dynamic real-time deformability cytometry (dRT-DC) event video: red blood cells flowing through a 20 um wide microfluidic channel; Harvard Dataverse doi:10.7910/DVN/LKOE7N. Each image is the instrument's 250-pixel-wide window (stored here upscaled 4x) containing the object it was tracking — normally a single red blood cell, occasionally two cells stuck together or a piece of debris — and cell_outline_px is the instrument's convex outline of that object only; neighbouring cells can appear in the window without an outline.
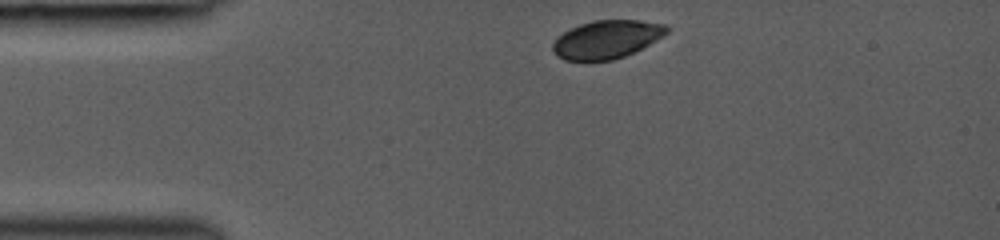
{"species": "common noctule bat (a hibernating species)", "species_latin": "Nyctalus noctula", "temperature_condition": "room temperature", "stored_images_in_passage": 34, "camera_frame_rate_fps": 3000, "um_per_image_px": 0.085, "animal": {"sex": "female", "body_mass_g": 19.0, "forearm_length_mm": 53.3}, "frame": {"image": 1, "passage_image": 1, "time_ms": 0.0, "image_size_px": [1000, 240], "cell_outline_px": [[672, 28], [664, 36], [624, 56], [612, 60], [564, 60], [556, 56], [552, 52], [552, 44], [564, 32], [580, 24], [592, 20], [640, 20], [668, 24]], "centroid_in_image_um": [51.6, 3.33], "position_along_channel_um": 33.4, "area_um2": 25.32}}
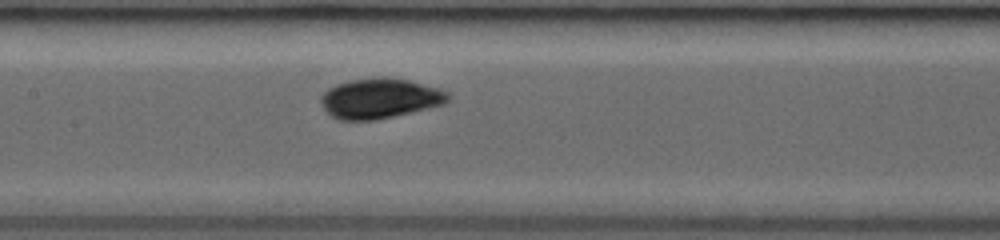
{"frame": {"image": 2, "passage_image": 14, "time_ms": 4.333, "image_size_px": [1000, 240], "cell_outline_px": [[448, 100], [444, 104], [376, 120], [336, 120], [324, 108], [320, 100], [320, 96], [328, 88], [336, 84], [352, 80], [372, 76], [388, 76], [408, 80], [440, 88], [448, 92]], "centroid_in_image_um": [32.26, 8.34], "position_along_channel_um": 175.1, "area_um2": 29.82}}
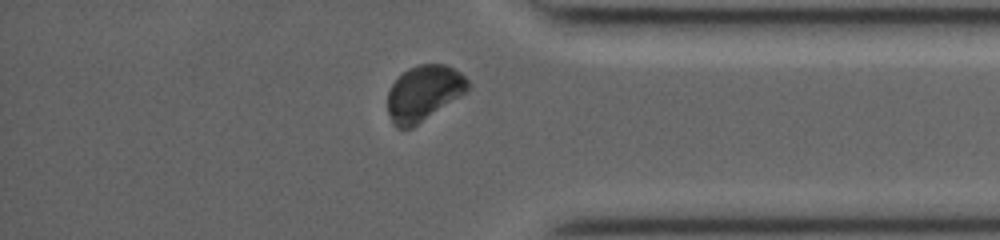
{"frame": {"image": 3, "passage_image": 30, "time_ms": 9.667, "image_size_px": [1000, 240], "cell_outline_px": [[472, 88], [468, 92], [412, 128], [396, 128], [392, 124], [388, 112], [388, 92], [392, 84], [408, 68], [420, 64], [444, 64], [460, 72], [472, 84]], "centroid_in_image_um": [36.06, 7.93], "position_along_channel_um": 399.1, "area_um2": 26.18}}